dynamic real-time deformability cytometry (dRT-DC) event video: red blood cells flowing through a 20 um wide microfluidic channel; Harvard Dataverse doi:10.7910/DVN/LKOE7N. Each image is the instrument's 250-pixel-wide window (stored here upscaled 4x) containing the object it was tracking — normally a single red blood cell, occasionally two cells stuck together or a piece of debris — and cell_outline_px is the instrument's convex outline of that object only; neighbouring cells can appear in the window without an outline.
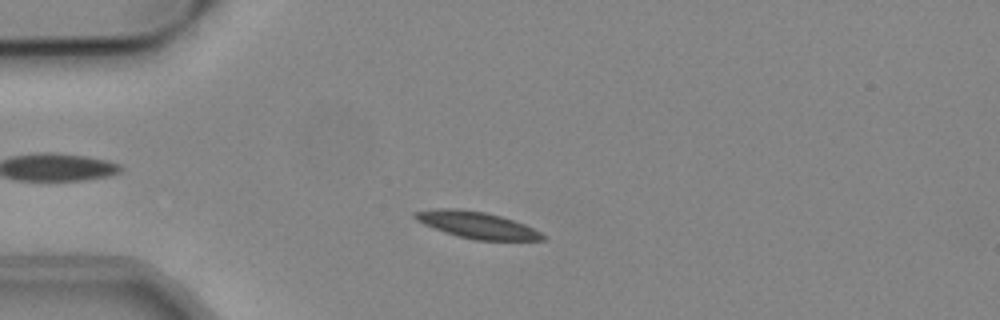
{"species": "common noctule bat (a hibernating species)", "species_latin": "Nyctalus noctula", "temperature_condition": "cold", "stored_images_in_passage": 49, "camera_frame_rate_fps": 3000, "um_per_image_px": 0.085, "animal": {"sex": "male", "body_mass_g": 19.2, "forearm_length_mm": 51.8}, "frame": {"image": 1, "passage_image": 9, "time_ms": 2.667, "image_size_px": [1000, 320], "cell_outline_px": [[548, 236], [544, 240], [476, 240], [444, 232], [424, 224], [416, 220], [412, 216], [416, 212], [444, 208], [452, 208], [484, 212], [500, 216], [524, 224]], "centroid_in_image_um": [40.57, 19.14], "position_along_channel_um": 44.4, "area_um2": 19.42}}
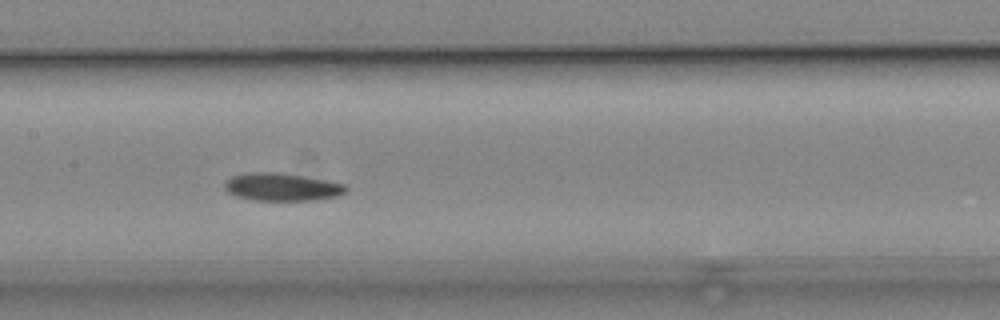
{"frame": {"image": 2, "passage_image": 22, "time_ms": 7.0, "image_size_px": [1000, 320], "cell_outline_px": [[348, 188], [344, 192], [336, 196], [316, 200], [252, 200], [236, 196], [228, 192], [224, 188], [224, 180], [232, 176], [248, 172], [280, 172], [324, 180], [344, 184]], "centroid_in_image_um": [23.9, 15.89], "position_along_channel_um": 183.5, "area_um2": 19.59}}
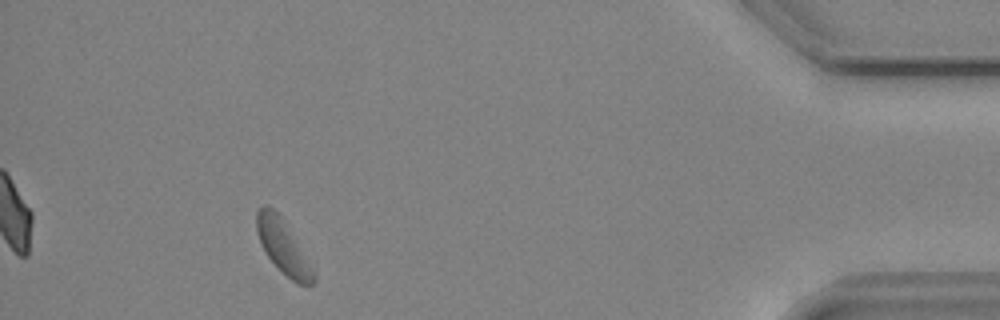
{"frame": {"image": 3, "passage_image": 45, "time_ms": 14.667, "image_size_px": [1000, 320], "cell_outline_px": [[316, 280], [312, 284], [300, 284], [292, 280], [268, 256], [260, 244], [256, 232], [256, 212], [264, 204], [268, 204], [280, 216], [316, 268]], "centroid_in_image_um": [24.1, 20.96], "position_along_channel_um": 411.1, "area_um2": 17.8}, "authors_computed_cell_mechanics": {"area_um2": 19.0162, "velocity_mm_per_s": 3.7554, "shape_relaxation_time_tau1_ms": 6.4016, "shape_relaxation_time_tau2_ms": null, "deformation_change_tau1": 0.1121, "deformation_change_tau2": null}}